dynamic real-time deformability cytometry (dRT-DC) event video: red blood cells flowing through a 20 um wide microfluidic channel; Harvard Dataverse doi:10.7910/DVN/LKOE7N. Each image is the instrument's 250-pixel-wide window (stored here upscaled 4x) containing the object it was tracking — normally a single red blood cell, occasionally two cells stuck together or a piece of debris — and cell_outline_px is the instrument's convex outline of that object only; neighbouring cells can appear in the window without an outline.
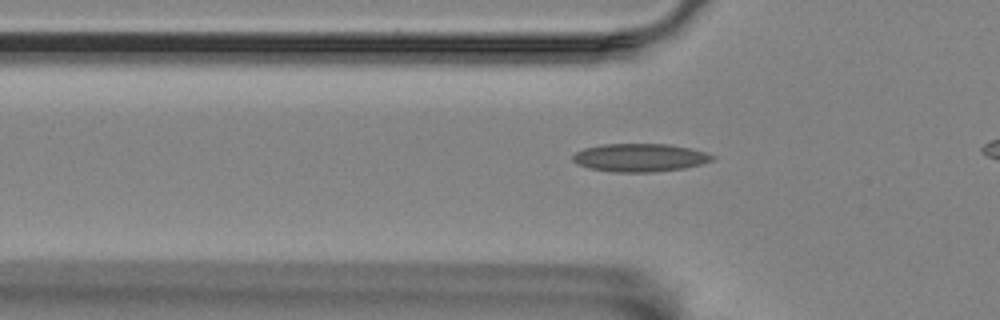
{"species": "Egyptian fruit bat (a non-hibernating species)", "species_latin": "Rousettus aegyptiacus", "temperature_condition": "room temperature", "stored_images_in_passage": 33, "camera_frame_rate_fps": 3000, "um_per_image_px": 0.085, "animal": {"sex": "female"}, "frame": {"image": 1, "passage_image": 8, "time_ms": 2.333, "image_size_px": [1000, 320], "cell_outline_px": [[716, 156], [712, 160], [700, 164], [684, 168], [652, 172], [612, 172], [588, 168], [576, 164], [572, 160], [572, 156], [576, 152], [584, 148], [604, 144], [672, 144], [704, 152]], "centroid_in_image_um": [54.35, 13.4], "position_along_channel_um": 71.5, "area_um2": 22.83}}
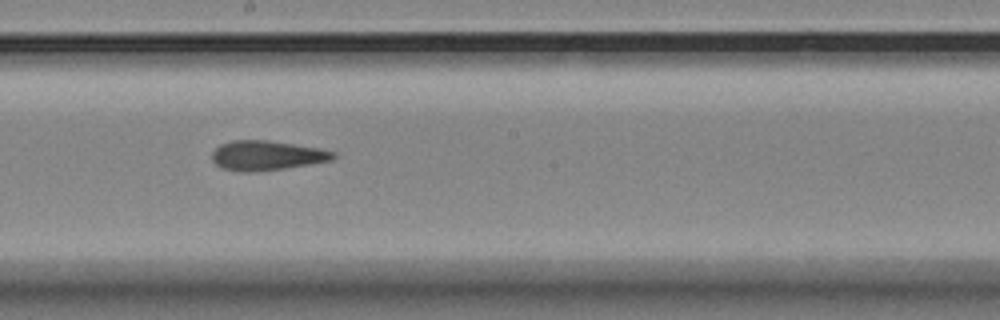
{"frame": {"image": 2, "passage_image": 21, "time_ms": 6.667, "image_size_px": [1000, 320], "cell_outline_px": [[336, 156], [332, 160], [284, 168], [248, 172], [244, 172], [224, 168], [216, 164], [212, 160], [212, 152], [220, 144], [232, 140], [268, 140], [316, 148], [336, 152]], "centroid_in_image_um": [22.64, 13.21], "position_along_channel_um": 225.6, "area_um2": 20.58}}
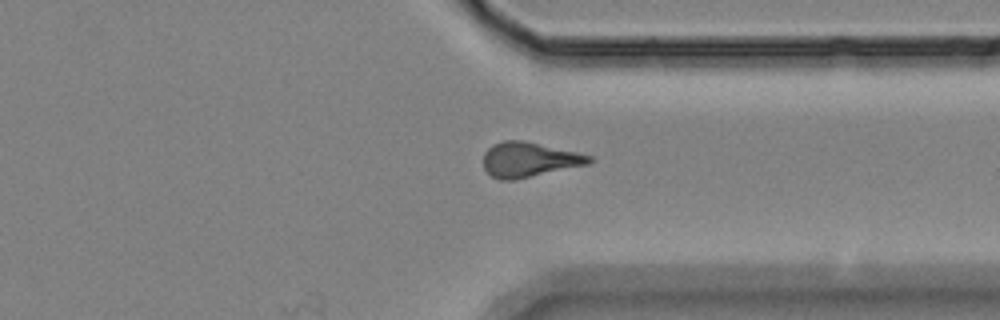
{"frame": {"image": 3, "passage_image": 33, "time_ms": 10.667, "image_size_px": [1000, 320], "cell_outline_px": [[592, 160], [588, 164], [516, 180], [500, 180], [492, 176], [484, 168], [484, 152], [492, 144], [504, 140], [524, 140], [576, 152], [592, 156]], "centroid_in_image_um": [44.95, 13.57], "position_along_channel_um": 366.5, "area_um2": 21.44}, "authors_computed_cell_mechanics": {"area_um2": 20.9236, "velocity_mm_per_s": 3.5263, "shape_relaxation_time_tau1_ms": null, "shape_relaxation_time_tau2_ms": 3.2843, "deformation_change_tau1": null, "deformation_change_tau2": 0.1159}}